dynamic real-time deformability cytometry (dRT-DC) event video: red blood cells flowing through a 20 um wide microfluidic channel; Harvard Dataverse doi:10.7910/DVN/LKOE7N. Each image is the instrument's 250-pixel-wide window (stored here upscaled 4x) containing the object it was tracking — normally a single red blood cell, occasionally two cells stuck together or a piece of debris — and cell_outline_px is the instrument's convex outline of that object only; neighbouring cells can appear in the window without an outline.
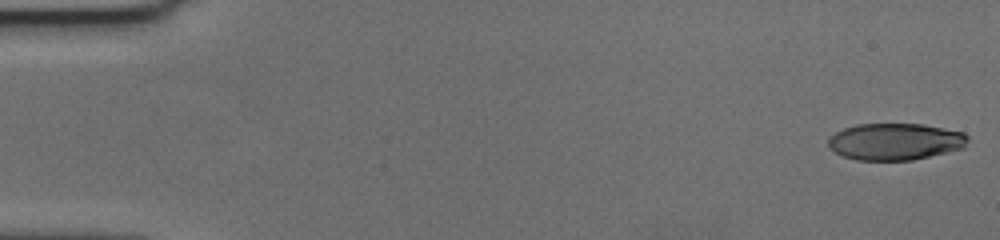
{"species": "human", "species_latin": "Homo sapiens", "temperature_condition": "cold", "stored_images_in_passage": 58, "camera_frame_rate_fps": 3000, "um_per_image_px": 0.085, "donor": {"sex": "female"}, "frame": {"image": 1, "passage_image": 1, "time_ms": 0.0, "image_size_px": [1000, 240], "cell_outline_px": [[968, 140], [964, 148], [912, 160], [856, 160], [844, 156], [828, 148], [828, 136], [844, 128], [856, 124], [924, 124], [964, 132], [968, 136]], "centroid_in_image_um": [76.08, 12.03], "position_along_channel_um": 8.9, "area_um2": 30.06}}
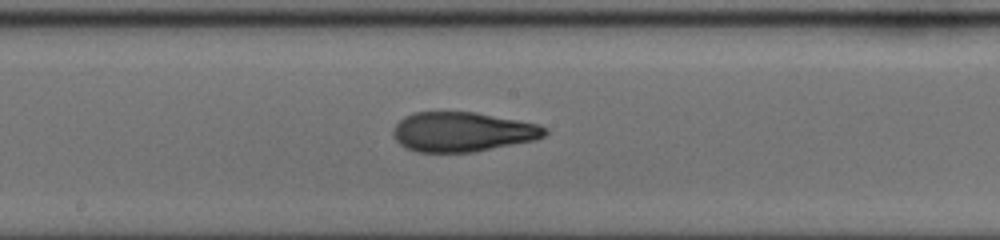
{"frame": {"image": 2, "passage_image": 31, "time_ms": 10.0, "image_size_px": [1000, 240], "cell_outline_px": [[548, 132], [544, 136], [536, 140], [476, 152], [416, 152], [404, 148], [392, 136], [392, 128], [404, 116], [412, 112], [476, 112], [540, 124], [548, 128]], "centroid_in_image_um": [39.31, 11.21], "position_along_channel_um": 208.9, "area_um2": 35.55}}
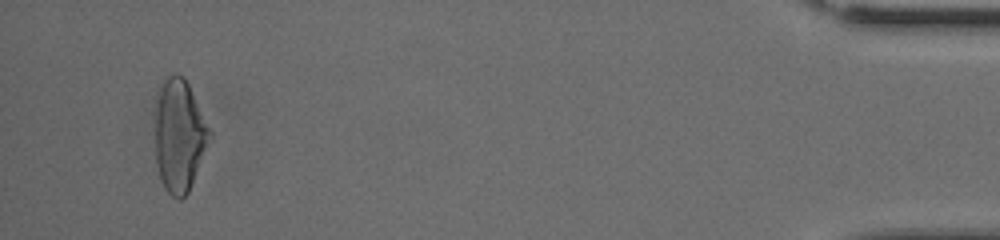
{"frame": {"image": 3, "passage_image": 55, "time_ms": 18.0, "image_size_px": [1000, 240], "cell_outline_px": [[212, 132], [188, 192], [180, 200], [172, 196], [164, 188], [156, 164], [156, 108], [160, 88], [164, 80], [168, 76], [176, 72], [184, 76]], "centroid_in_image_um": [15.23, 11.5], "position_along_channel_um": 420.0, "area_um2": 35.03}, "authors_computed_cell_mechanics": {"area_um2": 34.8534, "velocity_mm_per_s": 3.5984, "shape_relaxation_time_tau1_ms": 5.7052, "shape_relaxation_time_tau2_ms": 1.8096, "deformation_change_tau1": 0.2335, "deformation_change_tau2": 0.0978}}